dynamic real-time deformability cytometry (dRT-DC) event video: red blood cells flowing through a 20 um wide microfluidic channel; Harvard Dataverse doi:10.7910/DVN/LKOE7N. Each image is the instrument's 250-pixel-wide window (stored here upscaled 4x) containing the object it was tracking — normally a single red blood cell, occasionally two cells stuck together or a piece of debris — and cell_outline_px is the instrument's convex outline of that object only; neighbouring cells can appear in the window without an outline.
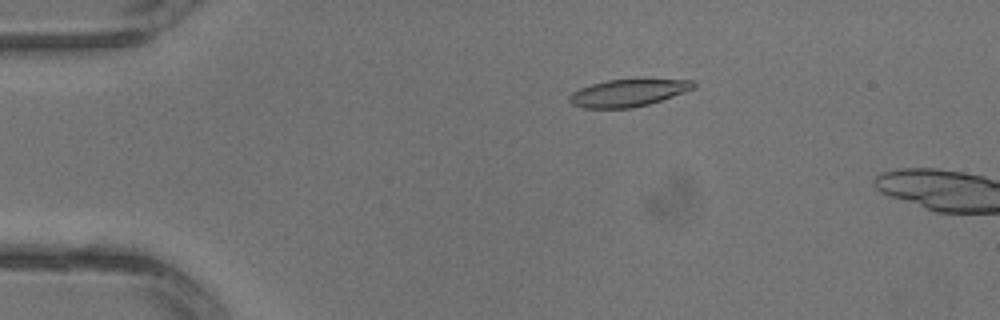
{"species": "common noctule bat (a hibernating species)", "species_latin": "Nyctalus noctula", "temperature_condition": "warm", "stored_images_in_passage": 3, "camera_frame_rate_fps": 3000, "um_per_image_px": 0.085, "animal": {"sex": "male", "body_mass_g": 13.3}, "frame": {"image": 1, "passage_image": 2, "time_ms": 0.333, "image_size_px": [1000, 320], "cell_outline_px": [[696, 88], [648, 104], [632, 108], [584, 108], [572, 104], [568, 100], [568, 96], [572, 92], [580, 88], [592, 84], [608, 80], [692, 80], [696, 84]], "centroid_in_image_um": [53.35, 7.91], "position_along_channel_um": 31.7, "area_um2": 19.36}}